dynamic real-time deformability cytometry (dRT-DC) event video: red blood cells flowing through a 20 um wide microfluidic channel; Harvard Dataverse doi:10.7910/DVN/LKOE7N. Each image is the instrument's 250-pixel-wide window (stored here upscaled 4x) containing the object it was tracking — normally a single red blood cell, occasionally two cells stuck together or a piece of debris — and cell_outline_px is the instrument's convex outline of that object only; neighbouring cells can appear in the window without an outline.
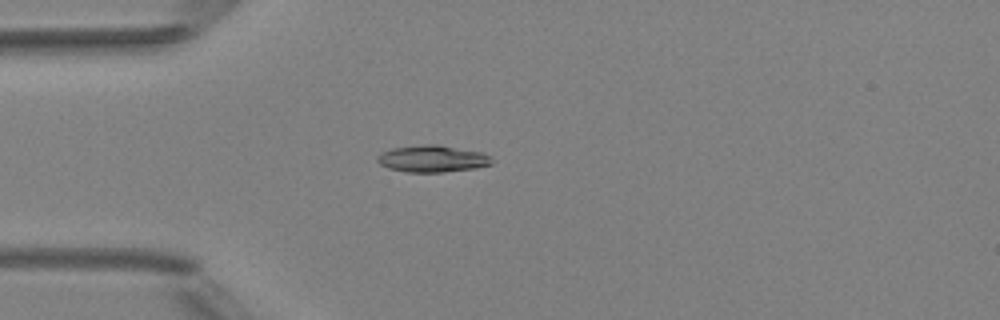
{"species": "Egyptian fruit bat (a non-hibernating species)", "species_latin": "Rousettus aegyptiacus", "temperature_condition": "room temperature", "stored_images_in_passage": 3, "camera_frame_rate_fps": 3000, "um_per_image_px": 0.085, "animal": {"sex": "female"}, "frame": {"image": 1, "passage_image": 3, "time_ms": 2.333, "image_size_px": [1000, 320], "cell_outline_px": [[492, 164], [472, 168], [444, 172], [408, 172], [388, 168], [380, 164], [376, 160], [376, 156], [392, 148], [424, 144], [436, 144], [480, 152], [492, 156]], "centroid_in_image_um": [36.73, 13.49], "position_along_channel_um": 48.3, "area_um2": 17.74}}